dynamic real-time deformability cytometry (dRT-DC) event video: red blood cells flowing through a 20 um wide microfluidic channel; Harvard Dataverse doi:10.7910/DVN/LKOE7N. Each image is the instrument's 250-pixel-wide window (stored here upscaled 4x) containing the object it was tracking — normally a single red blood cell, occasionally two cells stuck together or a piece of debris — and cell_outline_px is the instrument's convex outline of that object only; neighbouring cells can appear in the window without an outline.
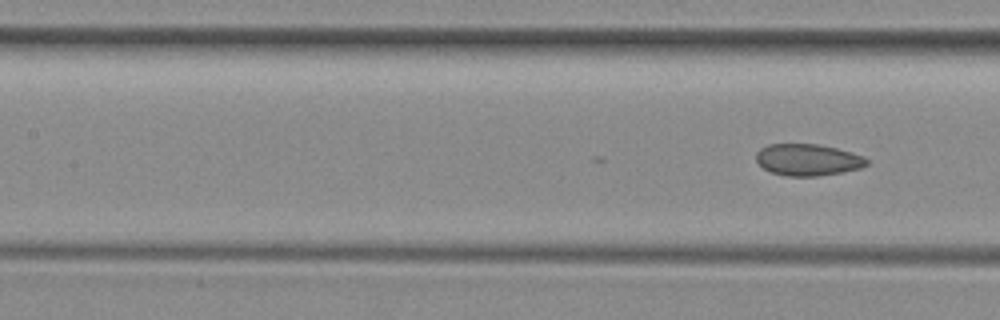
{"species": "common noctule bat (a hibernating species)", "species_latin": "Nyctalus noctula", "temperature_condition": "room temperature", "stored_images_in_passage": 16, "camera_frame_rate_fps": 3000, "um_per_image_px": 0.085, "animal": {"sex": "female", "body_mass_g": 29.2, "forearm_length_mm": 56.3}, "frame": {"image": 1, "passage_image": 16, "time_ms": 5.0, "image_size_px": [1000, 320], "cell_outline_px": [[868, 164], [860, 168], [844, 172], [816, 176], [788, 176], [772, 172], [764, 168], [756, 160], [756, 152], [760, 148], [768, 144], [816, 144], [836, 148], [864, 156], [868, 160]], "centroid_in_image_um": [68.66, 13.58], "position_along_channel_um": 138.7, "area_um2": 20.35}}